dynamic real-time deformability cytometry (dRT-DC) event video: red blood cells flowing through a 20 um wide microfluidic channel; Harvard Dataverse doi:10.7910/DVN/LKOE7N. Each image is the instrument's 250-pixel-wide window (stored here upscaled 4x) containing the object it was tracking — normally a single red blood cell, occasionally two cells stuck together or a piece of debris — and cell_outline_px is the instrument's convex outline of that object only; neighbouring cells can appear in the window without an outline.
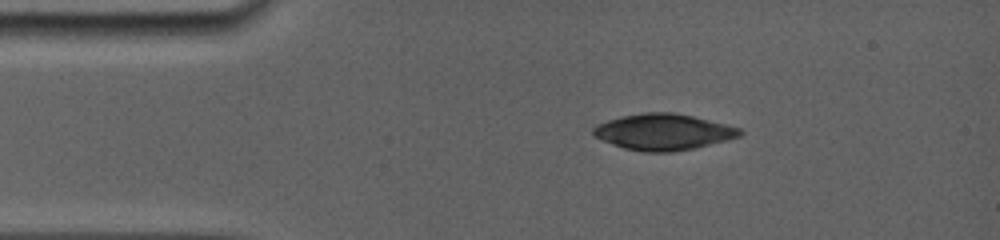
{"species": "common noctule bat (a hibernating species)", "species_latin": "Nyctalus noctula", "temperature_condition": "room temperature", "stored_images_in_passage": 3, "camera_frame_rate_fps": 5000, "um_per_image_px": 0.085, "animal": {"sex": "female", "body_mass_g": 19.0, "forearm_length_mm": 56.7}, "frame": {"image": 1, "passage_image": 1, "time_ms": 0.0, "image_size_px": [1000, 240], "cell_outline_px": [[744, 132], [740, 136], [728, 140], [696, 148], [672, 152], [644, 152], [624, 148], [612, 144], [596, 136], [592, 132], [592, 128], [596, 124], [620, 116], [644, 112], [672, 112], [692, 116], [740, 128]], "centroid_in_image_um": [56.39, 11.22], "position_along_channel_um": 28.6, "area_um2": 30.87}}